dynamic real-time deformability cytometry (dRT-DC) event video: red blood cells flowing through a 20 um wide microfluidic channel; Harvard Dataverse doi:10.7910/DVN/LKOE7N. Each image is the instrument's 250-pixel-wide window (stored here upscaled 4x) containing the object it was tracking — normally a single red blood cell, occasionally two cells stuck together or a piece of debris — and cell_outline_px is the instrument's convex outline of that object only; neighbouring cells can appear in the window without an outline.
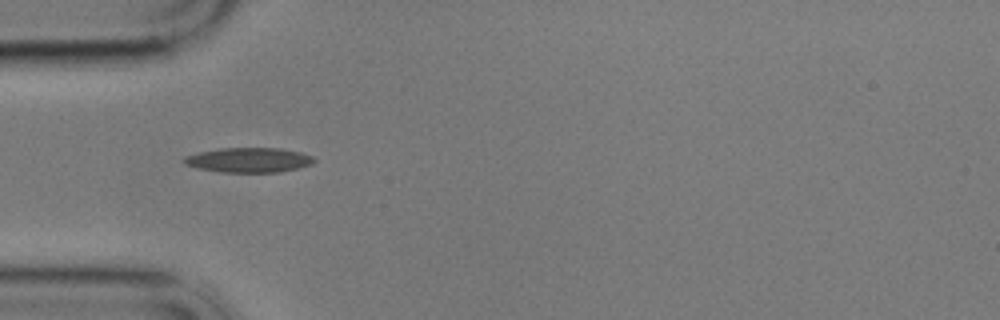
{"species": "common noctule bat (a hibernating species)", "species_latin": "Nyctalus noctula", "temperature_condition": "cold", "stored_images_in_passage": 25, "camera_frame_rate_fps": 3000, "um_per_image_px": 0.085, "animal": {"sex": "male", "body_mass_g": 17.9}, "frame": {"image": 1, "passage_image": 1, "time_ms": 0.0, "image_size_px": [1000, 320], "cell_outline_px": [[316, 160], [312, 164], [300, 168], [280, 172], [224, 172], [200, 168], [184, 164], [184, 156], [200, 152], [220, 148], [280, 148], [300, 152], [312, 156]], "centroid_in_image_um": [21.19, 13.6], "position_along_channel_um": 63.8, "area_um2": 18.67}}